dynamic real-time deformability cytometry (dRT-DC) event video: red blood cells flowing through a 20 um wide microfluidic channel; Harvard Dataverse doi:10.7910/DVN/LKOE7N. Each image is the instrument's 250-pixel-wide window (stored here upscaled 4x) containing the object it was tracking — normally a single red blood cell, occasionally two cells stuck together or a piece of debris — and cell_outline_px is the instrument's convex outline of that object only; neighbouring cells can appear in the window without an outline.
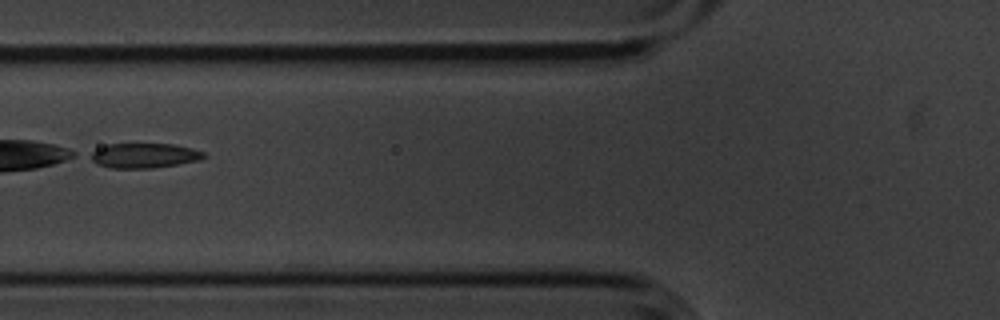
{"species": "common noctule bat (a hibernating species)", "species_latin": "Nyctalus noctula", "temperature_condition": "cold", "stored_images_in_passage": 6, "camera_frame_rate_fps": 3000, "um_per_image_px": 0.085, "animal": {"sex": "male", "body_mass_g": 20.1, "forearm_length_mm": 53.5}, "frame": {"image": 1, "passage_image": 6, "time_ms": 1.667, "image_size_px": [1000, 320], "cell_outline_px": [[208, 156], [200, 160], [152, 168], [108, 168], [96, 164], [84, 156], [88, 152], [96, 148], [108, 144], [172, 144], [192, 148], [204, 152]], "centroid_in_image_um": [12.15, 13.22], "position_along_channel_um": 113.6, "area_um2": 16.76}}